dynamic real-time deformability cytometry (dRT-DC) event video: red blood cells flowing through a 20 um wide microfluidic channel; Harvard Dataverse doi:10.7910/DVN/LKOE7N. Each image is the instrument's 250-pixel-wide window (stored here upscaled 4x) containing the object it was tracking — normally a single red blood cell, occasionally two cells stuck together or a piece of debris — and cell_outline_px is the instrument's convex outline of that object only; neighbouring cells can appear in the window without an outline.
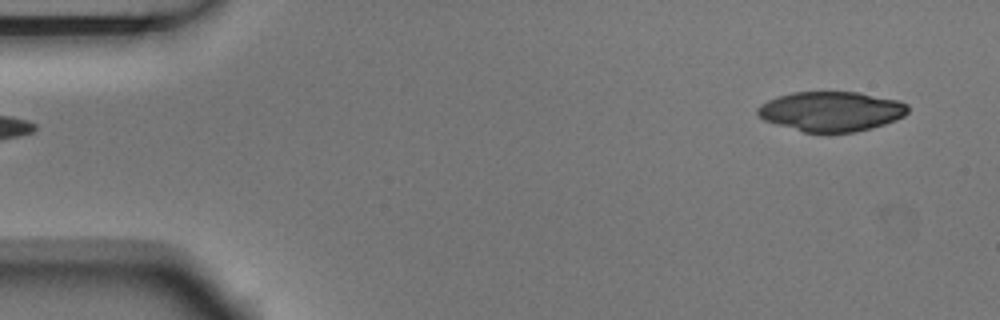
{"species": "Egyptian fruit bat (a non-hibernating species)", "species_latin": "Rousettus aegyptiacus", "temperature_condition": "room temperature", "stored_images_in_passage": 6, "segment_of_instrument_passage": [2, 2], "camera_frame_rate_fps": 3000, "um_per_image_px": 0.085, "animal": {"sex": "male"}, "frame": {"image": 1, "passage_image": 6, "time_ms": 1.667, "image_size_px": [1000, 320], "cell_outline_px": [[908, 112], [904, 116], [896, 120], [872, 128], [852, 132], [804, 132], [776, 124], [764, 120], [756, 112], [756, 108], [760, 104], [768, 100], [792, 92], [860, 92], [900, 100], [908, 104]], "centroid_in_image_um": [70.68, 9.46], "position_along_channel_um": 14.3, "area_um2": 34.91}}